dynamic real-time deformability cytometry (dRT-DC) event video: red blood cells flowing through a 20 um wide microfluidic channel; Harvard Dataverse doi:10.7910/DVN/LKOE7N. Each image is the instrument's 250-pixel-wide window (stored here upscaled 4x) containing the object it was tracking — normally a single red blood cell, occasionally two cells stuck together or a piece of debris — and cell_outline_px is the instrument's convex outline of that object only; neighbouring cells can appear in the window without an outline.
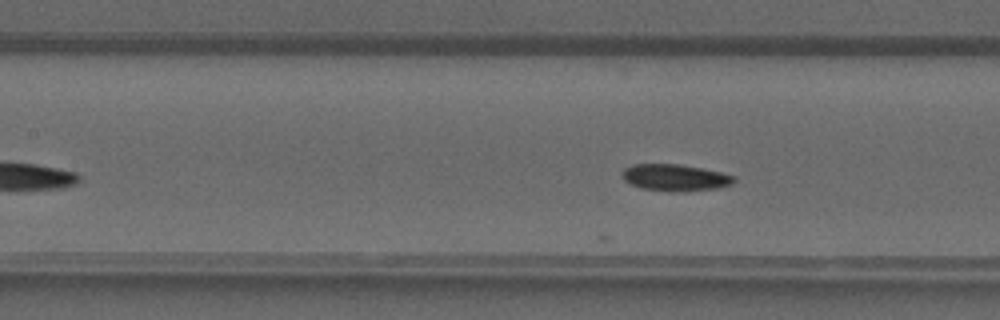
{"species": "common noctule bat (a hibernating species)", "species_latin": "Nyctalus noctula", "temperature_condition": "warm", "stored_images_in_passage": 15, "camera_frame_rate_fps": 3000, "um_per_image_px": 0.085, "animal": {"sex": "male", "forearm_length_mm": 52.5}, "frame": {"image": 1, "passage_image": 6, "time_ms": 1.667, "image_size_px": [1000, 320], "cell_outline_px": [[736, 180], [732, 184], [716, 188], [684, 192], [672, 192], [640, 188], [624, 180], [624, 168], [632, 164], [676, 164], [700, 168], [720, 172], [736, 176]], "centroid_in_image_um": [57.41, 15.1], "position_along_channel_um": 150.0, "area_um2": 17.34}}
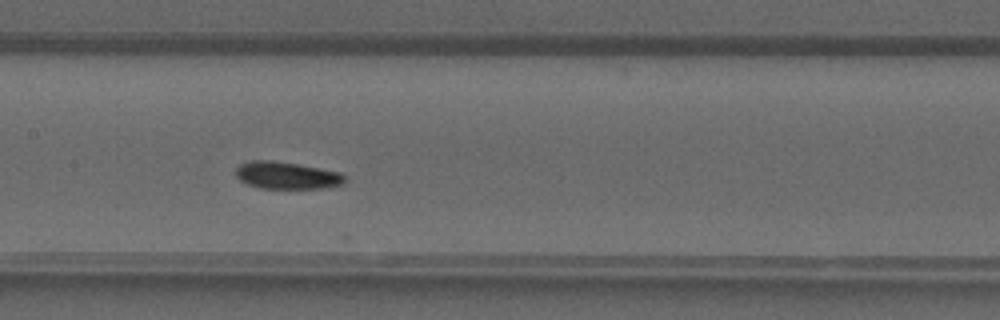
{"frame": {"image": 2, "passage_image": 8, "time_ms": 2.333, "image_size_px": [1000, 320], "cell_outline_px": [[344, 184], [320, 188], [260, 188], [248, 184], [240, 180], [236, 176], [236, 168], [240, 164], [252, 160], [272, 160], [320, 168], [340, 172], [344, 176]], "centroid_in_image_um": [24.35, 14.9], "position_along_channel_um": 183.1, "area_um2": 17.11}}
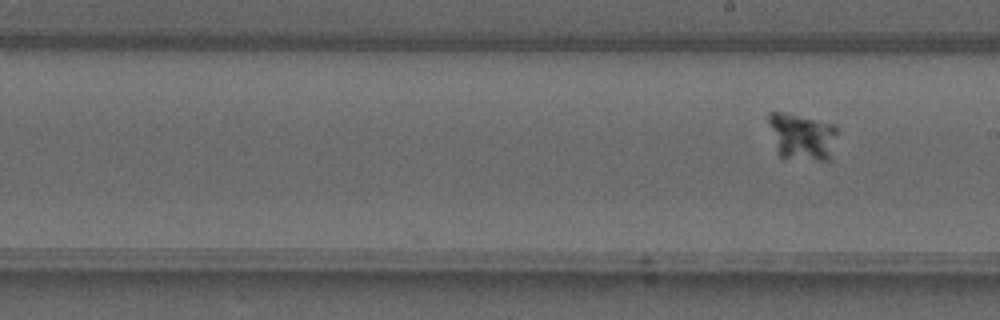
{"frame": {"image": 3, "passage_image": 15, "time_ms": 4.667, "image_size_px": [1000, 320], "cell_outline_px": [[836, 132], [828, 160], [816, 160], [780, 156], [768, 120], [768, 112], [784, 112], [836, 124]], "centroid_in_image_um": [68.16, 11.57], "position_along_channel_um": 220.8, "area_um2": 18.09}}